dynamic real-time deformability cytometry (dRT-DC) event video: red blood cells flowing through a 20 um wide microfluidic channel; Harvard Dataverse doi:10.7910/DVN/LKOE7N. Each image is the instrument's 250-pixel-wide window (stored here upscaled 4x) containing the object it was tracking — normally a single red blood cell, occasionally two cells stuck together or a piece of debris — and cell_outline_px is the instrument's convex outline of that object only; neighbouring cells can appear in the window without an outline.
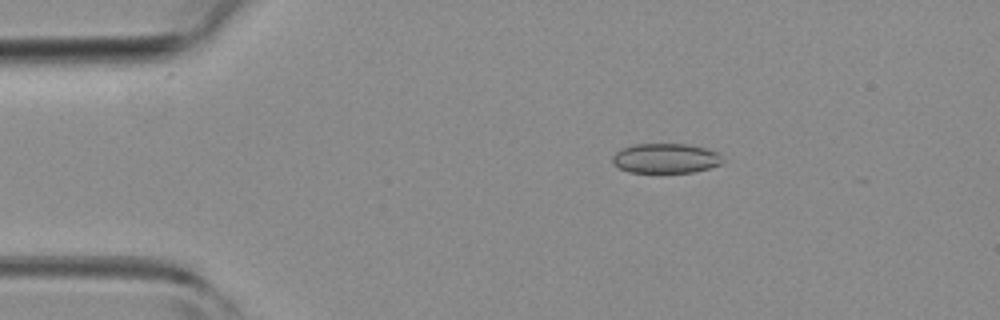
{"species": "common noctule bat (a hibernating species)", "species_latin": "Nyctalus noctula", "temperature_condition": "room temperature", "stored_images_in_passage": 4, "camera_frame_rate_fps": 3000, "um_per_image_px": 0.085, "animal": {"sex": "female", "body_mass_g": 19.3, "forearm_length_mm": 54.1}, "frame": {"image": 1, "passage_image": 3, "time_ms": 2.333, "image_size_px": [1000, 320], "cell_outline_px": [[724, 160], [720, 164], [708, 168], [692, 172], [628, 172], [612, 164], [612, 156], [620, 148], [636, 144], [688, 144], [708, 148], [720, 152]], "centroid_in_image_um": [56.59, 13.44], "position_along_channel_um": 28.4, "area_um2": 19.31}}